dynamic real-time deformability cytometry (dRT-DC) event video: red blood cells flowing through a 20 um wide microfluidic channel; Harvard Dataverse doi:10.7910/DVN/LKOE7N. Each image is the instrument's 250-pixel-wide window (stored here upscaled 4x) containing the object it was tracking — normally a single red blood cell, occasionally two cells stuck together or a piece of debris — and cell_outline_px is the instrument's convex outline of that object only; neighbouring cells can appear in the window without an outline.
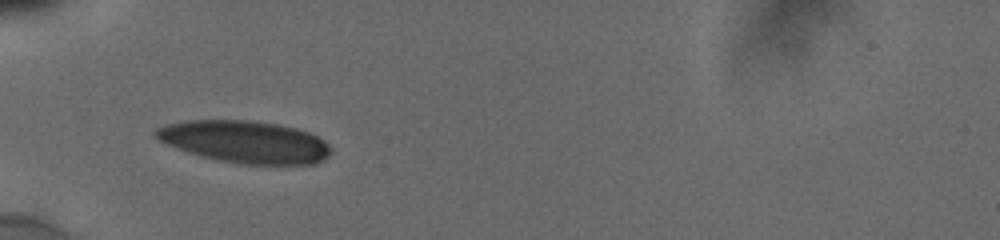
{"species": "human", "species_latin": "Homo sapiens", "temperature_condition": "cold", "stored_images_in_passage": 6, "camera_frame_rate_fps": 3000, "um_per_image_px": 0.085, "donor": {"sex": "male"}, "frame": {"image": 1, "passage_image": 5, "time_ms": 4.0, "image_size_px": [1000, 240], "cell_outline_px": [[332, 152], [324, 160], [316, 164], [240, 164], [200, 156], [164, 144], [156, 140], [152, 132], [156, 128], [164, 124], [188, 120], [248, 120], [276, 124], [296, 128], [308, 132], [324, 140], [332, 148]], "centroid_in_image_um": [20.78, 12.05], "position_along_channel_um": 64.2, "area_um2": 43.41}}